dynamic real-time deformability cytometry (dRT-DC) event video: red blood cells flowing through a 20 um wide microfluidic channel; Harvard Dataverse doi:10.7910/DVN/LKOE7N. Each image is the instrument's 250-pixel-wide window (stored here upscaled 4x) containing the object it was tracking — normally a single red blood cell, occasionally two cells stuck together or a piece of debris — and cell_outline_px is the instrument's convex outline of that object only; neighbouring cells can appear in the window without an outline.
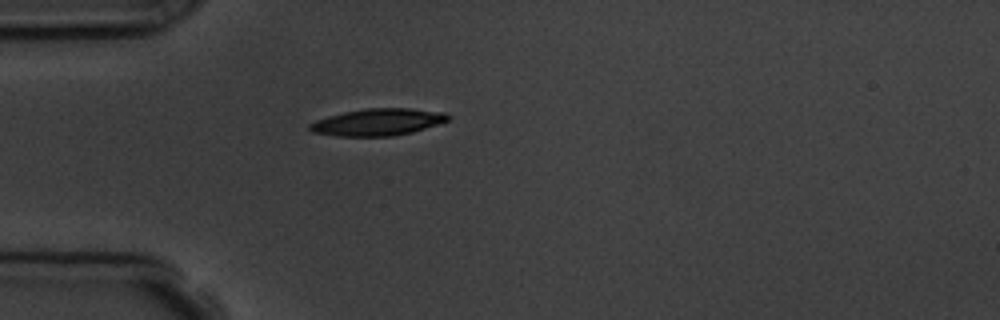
{"species": "common noctule bat (a hibernating species)", "species_latin": "Nyctalus noctula", "temperature_condition": "room temperature", "stored_images_in_passage": 5, "camera_frame_rate_fps": 3000, "um_per_image_px": 0.085, "animal": {"sex": "male", "body_mass_g": 19.5, "forearm_length_mm": 54.6}, "frame": {"image": 1, "passage_image": 5, "time_ms": 4.333, "image_size_px": [1000, 320], "cell_outline_px": [[448, 120], [412, 132], [392, 136], [336, 136], [312, 132], [308, 128], [308, 124], [316, 120], [328, 116], [344, 112], [368, 108], [408, 108], [444, 112], [448, 116]], "centroid_in_image_um": [32.05, 10.38], "position_along_channel_um": 52.9, "area_um2": 21.5}}